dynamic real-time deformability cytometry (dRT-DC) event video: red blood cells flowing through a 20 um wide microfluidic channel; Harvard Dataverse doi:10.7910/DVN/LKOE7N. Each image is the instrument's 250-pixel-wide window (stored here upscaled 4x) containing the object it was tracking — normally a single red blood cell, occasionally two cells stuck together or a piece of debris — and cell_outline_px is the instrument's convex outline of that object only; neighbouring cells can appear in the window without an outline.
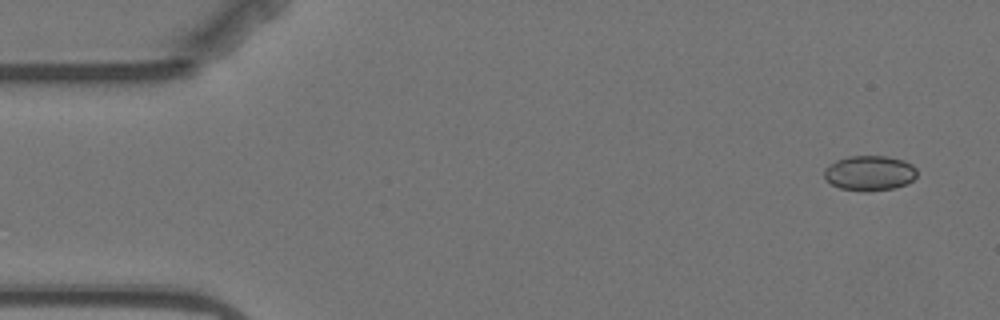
{"species": "Egyptian fruit bat (a non-hibernating species)", "species_latin": "Rousettus aegyptiacus", "temperature_condition": "warm", "stored_images_in_passage": 14, "camera_frame_rate_fps": 3000, "um_per_image_px": 0.085, "animal": {"sex": "female"}, "frame": {"image": 1, "passage_image": 1, "time_ms": 0.0, "image_size_px": [1000, 320], "cell_outline_px": [[916, 176], [908, 184], [892, 188], [868, 192], [864, 192], [840, 188], [832, 184], [824, 176], [824, 168], [828, 164], [836, 160], [848, 156], [888, 156], [904, 160], [912, 164], [916, 168]], "centroid_in_image_um": [73.91, 14.71], "position_along_channel_um": 11.1, "area_um2": 19.13}}
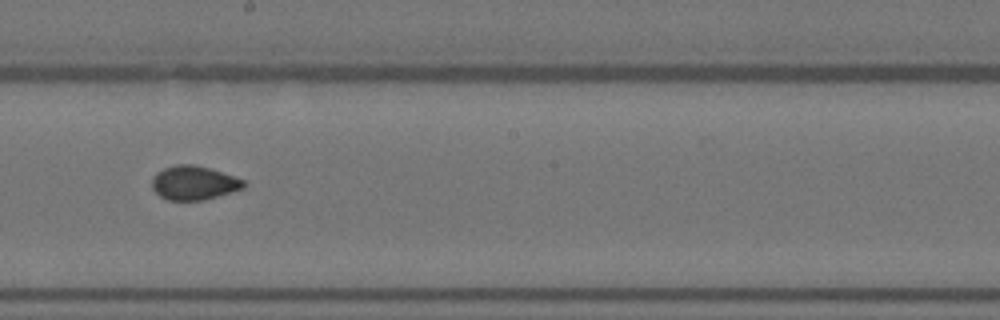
{"frame": {"image": 2, "passage_image": 8, "time_ms": 9.333, "image_size_px": [1000, 320], "cell_outline_px": [[244, 188], [232, 192], [204, 200], [168, 200], [160, 196], [152, 188], [152, 176], [156, 172], [164, 168], [176, 164], [192, 164], [208, 168], [244, 180]], "centroid_in_image_um": [16.44, 15.55], "position_along_channel_um": 231.8, "area_um2": 18.03}}
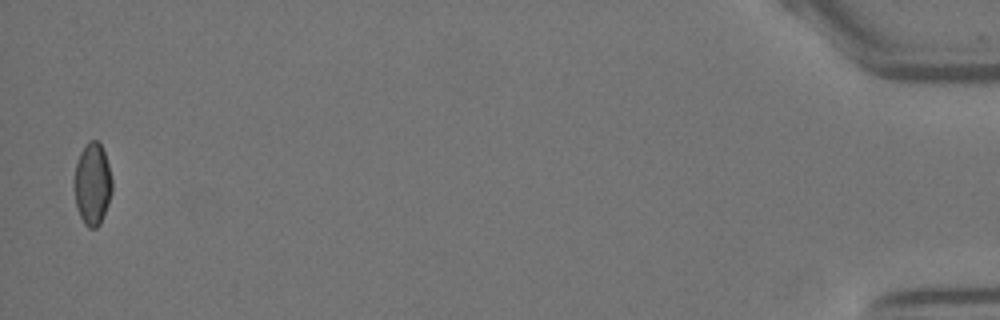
{"frame": {"image": 3, "passage_image": 14, "time_ms": 17.667, "image_size_px": [1000, 320], "cell_outline_px": [[112, 192], [108, 204], [100, 224], [96, 228], [88, 228], [84, 224], [76, 208], [72, 180], [76, 164], [80, 152], [84, 144], [88, 140], [96, 140], [100, 144], [104, 152], [108, 164], [112, 180]], "centroid_in_image_um": [7.82, 15.64], "position_along_channel_um": 427.4, "area_um2": 18.5}}